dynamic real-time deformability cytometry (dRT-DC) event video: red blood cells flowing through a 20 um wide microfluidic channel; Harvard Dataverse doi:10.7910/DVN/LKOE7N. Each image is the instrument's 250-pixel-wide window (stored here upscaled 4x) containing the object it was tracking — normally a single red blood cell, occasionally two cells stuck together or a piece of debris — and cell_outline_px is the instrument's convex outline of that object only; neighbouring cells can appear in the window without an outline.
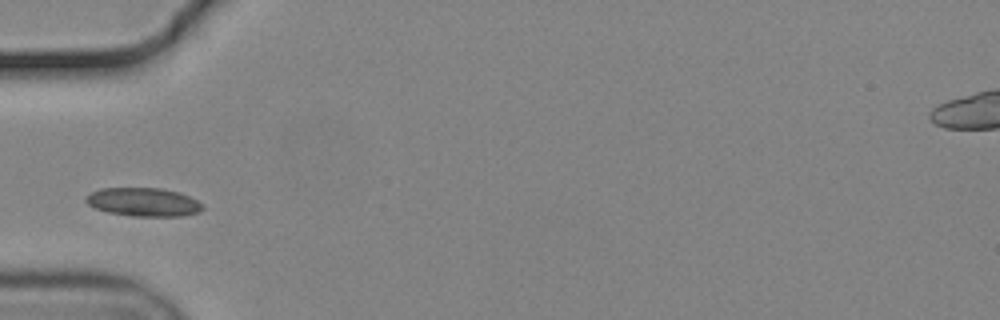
{"species": "common noctule bat (a hibernating species)", "species_latin": "Nyctalus noctula", "temperature_condition": "cold", "stored_images_in_passage": 31, "camera_frame_rate_fps": 3000, "um_per_image_px": 0.085, "animal": {"sex": "male", "body_mass_g": 19.2, "forearm_length_mm": 51.8}, "frame": {"image": 1, "passage_image": 1, "time_ms": 0.0, "image_size_px": [1000, 320], "cell_outline_px": [[204, 208], [200, 212], [184, 216], [132, 216], [108, 212], [96, 208], [88, 204], [84, 200], [92, 192], [100, 188], [160, 188], [180, 192], [204, 204]], "centroid_in_image_um": [12.24, 17.18], "position_along_channel_um": 72.8, "area_um2": 19.42}}
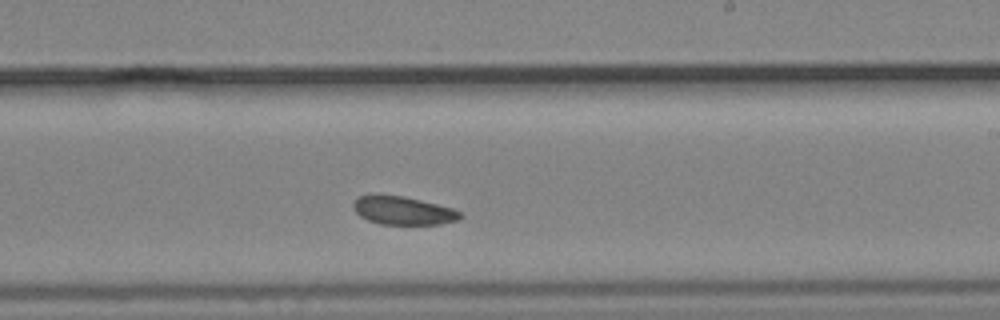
{"frame": {"image": 2, "passage_image": 16, "time_ms": 5.0, "image_size_px": [1000, 320], "cell_outline_px": [[464, 216], [456, 220], [440, 224], [380, 224], [368, 220], [360, 216], [352, 208], [352, 204], [360, 196], [404, 196], [452, 208], [460, 212]], "centroid_in_image_um": [34.27, 17.92], "position_along_channel_um": 254.7, "area_um2": 17.22}}
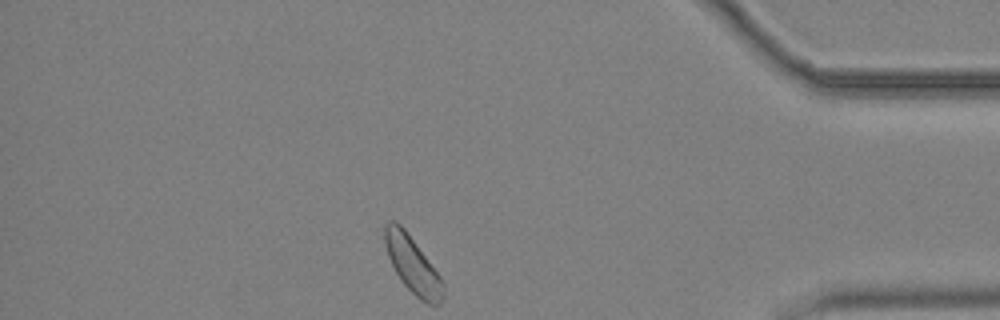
{"frame": {"image": 3, "passage_image": 31, "time_ms": 10.0, "image_size_px": [1000, 320], "cell_outline_px": [[444, 300], [440, 304], [428, 304], [420, 300], [400, 280], [388, 256], [384, 244], [384, 224], [388, 220], [396, 220], [404, 228], [440, 276], [444, 284]], "centroid_in_image_um": [35.06, 22.5], "position_along_channel_um": 400.1, "area_um2": 19.19}}